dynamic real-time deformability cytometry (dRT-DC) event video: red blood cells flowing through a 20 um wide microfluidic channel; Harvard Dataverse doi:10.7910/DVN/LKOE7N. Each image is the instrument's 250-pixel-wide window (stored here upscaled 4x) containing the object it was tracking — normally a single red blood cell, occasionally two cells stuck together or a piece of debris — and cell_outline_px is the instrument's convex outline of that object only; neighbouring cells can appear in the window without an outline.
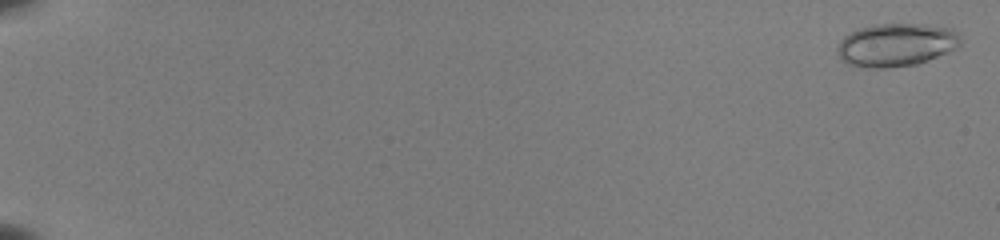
{"species": "common noctule bat (a hibernating species)", "species_latin": "Nyctalus noctula", "temperature_condition": "room temperature", "stored_images_in_passage": 54, "camera_frame_rate_fps": 3000, "um_per_image_px": 0.085, "animal": {"sex": "female", "body_mass_g": 22.0, "forearm_length_mm": 56.7}, "frame": {"image": 1, "passage_image": 2, "time_ms": 0.333, "image_size_px": [1000, 240], "cell_outline_px": [[960, 44], [956, 48], [948, 52], [916, 64], [888, 68], [860, 68], [848, 64], [840, 60], [836, 48], [840, 40], [844, 36], [860, 28], [880, 24], [924, 24], [952, 28], [960, 36]], "centroid_in_image_um": [76.14, 3.83], "position_along_channel_um": 8.9, "area_um2": 31.04}}
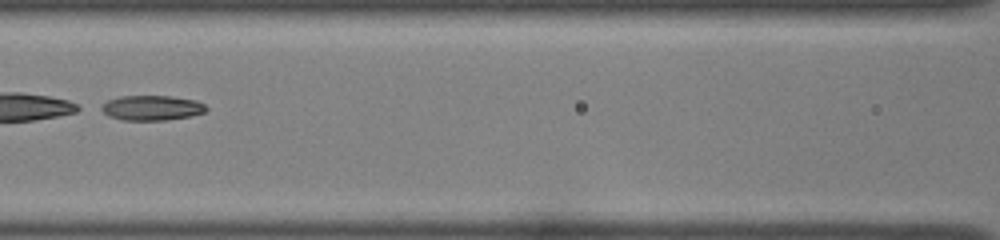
{"frame": {"image": 2, "passage_image": 29, "time_ms": 9.333, "image_size_px": [1000, 240], "cell_outline_px": [[208, 108], [204, 112], [188, 116], [168, 120], [124, 120], [108, 116], [96, 108], [108, 100], [120, 96], [168, 96], [196, 100], [204, 104]], "centroid_in_image_um": [12.84, 9.17], "position_along_channel_um": 153.8, "area_um2": 15.32}}
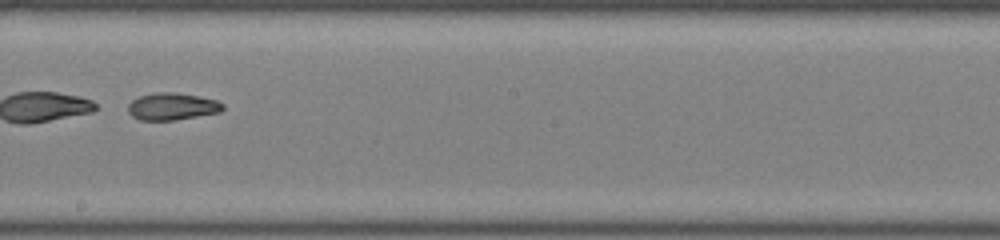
{"frame": {"image": 3, "passage_image": 35, "time_ms": 11.333, "image_size_px": [1000, 240], "cell_outline_px": [[224, 108], [220, 112], [172, 120], [140, 120], [132, 116], [128, 112], [128, 104], [132, 100], [140, 96], [156, 92], [172, 92], [200, 96], [216, 100], [224, 104]], "centroid_in_image_um": [14.62, 9.04], "position_along_channel_um": 233.6, "area_um2": 14.91}, "authors_computed_cell_mechanics": {"area_um2": 27.9463, "velocity_mm_per_s": 3.9992, "shape_relaxation_time_tau1_ms": 1.2099, "shape_relaxation_time_tau2_ms": 3.2535, "deformation_change_tau1": 0.306, "deformation_change_tau2": 0.0919}}